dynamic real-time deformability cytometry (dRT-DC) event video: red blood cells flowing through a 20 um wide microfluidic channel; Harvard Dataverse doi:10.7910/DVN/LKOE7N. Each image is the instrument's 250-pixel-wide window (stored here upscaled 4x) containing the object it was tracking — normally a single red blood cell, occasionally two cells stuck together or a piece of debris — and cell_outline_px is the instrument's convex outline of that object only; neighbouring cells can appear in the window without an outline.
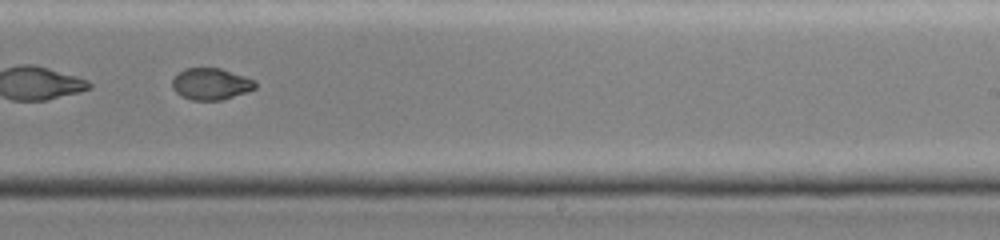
{"species": "common noctule bat (a hibernating species)", "species_latin": "Nyctalus noctula", "temperature_condition": "cold", "stored_images_in_passage": 29, "camera_frame_rate_fps": 3000, "um_per_image_px": 0.085, "animal": {"sex": "female", "body_mass_g": 19.0, "forearm_length_mm": 51.5}, "frame": {"image": 1, "passage_image": 17, "time_ms": 5.333, "image_size_px": [1000, 240], "cell_outline_px": [[256, 88], [248, 92], [220, 100], [192, 100], [180, 96], [172, 88], [172, 80], [184, 68], [220, 68], [256, 80]], "centroid_in_image_um": [17.93, 7.14], "position_along_channel_um": 271.1, "area_um2": 15.32}, "authors_computed_cell_mechanics": {"area_um2": 16.5886, "velocity_mm_per_s": 3.9506, "shape_relaxation_time_tau1_ms": null, "shape_relaxation_time_tau2_ms": 1.0757, "deformation_change_tau1": null, "deformation_change_tau2": 0.038}}